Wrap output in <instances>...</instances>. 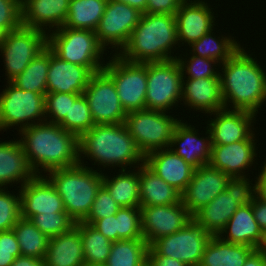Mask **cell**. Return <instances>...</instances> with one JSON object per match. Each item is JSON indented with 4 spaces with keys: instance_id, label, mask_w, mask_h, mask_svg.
<instances>
[{
    "instance_id": "cell-1",
    "label": "cell",
    "mask_w": 266,
    "mask_h": 266,
    "mask_svg": "<svg viewBox=\"0 0 266 266\" xmlns=\"http://www.w3.org/2000/svg\"><path fill=\"white\" fill-rule=\"evenodd\" d=\"M19 132L23 136L19 141L36 175H42L39 170L47 173L79 164V138L59 124L37 121Z\"/></svg>"
},
{
    "instance_id": "cell-2",
    "label": "cell",
    "mask_w": 266,
    "mask_h": 266,
    "mask_svg": "<svg viewBox=\"0 0 266 266\" xmlns=\"http://www.w3.org/2000/svg\"><path fill=\"white\" fill-rule=\"evenodd\" d=\"M222 65L219 75L225 108L232 103L234 110L257 115L266 100V73L261 65L241 47Z\"/></svg>"
},
{
    "instance_id": "cell-3",
    "label": "cell",
    "mask_w": 266,
    "mask_h": 266,
    "mask_svg": "<svg viewBox=\"0 0 266 266\" xmlns=\"http://www.w3.org/2000/svg\"><path fill=\"white\" fill-rule=\"evenodd\" d=\"M177 43L175 15L143 13L117 55L132 63L167 61L177 58L171 56V49Z\"/></svg>"
},
{
    "instance_id": "cell-4",
    "label": "cell",
    "mask_w": 266,
    "mask_h": 266,
    "mask_svg": "<svg viewBox=\"0 0 266 266\" xmlns=\"http://www.w3.org/2000/svg\"><path fill=\"white\" fill-rule=\"evenodd\" d=\"M82 154L95 160L94 165L97 162L104 168L119 165L122 170H126L128 165L130 168L143 165L145 158L125 123L91 127L79 138V161H82Z\"/></svg>"
},
{
    "instance_id": "cell-5",
    "label": "cell",
    "mask_w": 266,
    "mask_h": 266,
    "mask_svg": "<svg viewBox=\"0 0 266 266\" xmlns=\"http://www.w3.org/2000/svg\"><path fill=\"white\" fill-rule=\"evenodd\" d=\"M79 164L48 171L49 181L63 200L65 211L75 222H83L90 213L98 189L103 183L102 172ZM91 168V169H90Z\"/></svg>"
},
{
    "instance_id": "cell-6",
    "label": "cell",
    "mask_w": 266,
    "mask_h": 266,
    "mask_svg": "<svg viewBox=\"0 0 266 266\" xmlns=\"http://www.w3.org/2000/svg\"><path fill=\"white\" fill-rule=\"evenodd\" d=\"M47 35V47L60 59L87 67L93 74L103 70L105 47L95 31L59 27ZM101 62V63H100Z\"/></svg>"
},
{
    "instance_id": "cell-7",
    "label": "cell",
    "mask_w": 266,
    "mask_h": 266,
    "mask_svg": "<svg viewBox=\"0 0 266 266\" xmlns=\"http://www.w3.org/2000/svg\"><path fill=\"white\" fill-rule=\"evenodd\" d=\"M250 182L246 177H231L226 190L197 211L193 219L211 236H218L235 211L255 199L256 184Z\"/></svg>"
},
{
    "instance_id": "cell-8",
    "label": "cell",
    "mask_w": 266,
    "mask_h": 266,
    "mask_svg": "<svg viewBox=\"0 0 266 266\" xmlns=\"http://www.w3.org/2000/svg\"><path fill=\"white\" fill-rule=\"evenodd\" d=\"M166 113L148 109L127 113L125 125L144 156L169 148L175 128L181 120Z\"/></svg>"
},
{
    "instance_id": "cell-9",
    "label": "cell",
    "mask_w": 266,
    "mask_h": 266,
    "mask_svg": "<svg viewBox=\"0 0 266 266\" xmlns=\"http://www.w3.org/2000/svg\"><path fill=\"white\" fill-rule=\"evenodd\" d=\"M115 54L103 71L113 80L122 107L126 113L146 109L147 62L132 63Z\"/></svg>"
},
{
    "instance_id": "cell-10",
    "label": "cell",
    "mask_w": 266,
    "mask_h": 266,
    "mask_svg": "<svg viewBox=\"0 0 266 266\" xmlns=\"http://www.w3.org/2000/svg\"><path fill=\"white\" fill-rule=\"evenodd\" d=\"M42 30L21 26L0 36V51L8 82L22 73L29 63L47 47V35Z\"/></svg>"
},
{
    "instance_id": "cell-11",
    "label": "cell",
    "mask_w": 266,
    "mask_h": 266,
    "mask_svg": "<svg viewBox=\"0 0 266 266\" xmlns=\"http://www.w3.org/2000/svg\"><path fill=\"white\" fill-rule=\"evenodd\" d=\"M182 80L177 59L147 62L146 109L164 112L172 109L181 101Z\"/></svg>"
},
{
    "instance_id": "cell-12",
    "label": "cell",
    "mask_w": 266,
    "mask_h": 266,
    "mask_svg": "<svg viewBox=\"0 0 266 266\" xmlns=\"http://www.w3.org/2000/svg\"><path fill=\"white\" fill-rule=\"evenodd\" d=\"M7 83L0 94V131L19 124V130H22L35 125V120L40 123L46 121L44 94L24 91L12 82Z\"/></svg>"
},
{
    "instance_id": "cell-13",
    "label": "cell",
    "mask_w": 266,
    "mask_h": 266,
    "mask_svg": "<svg viewBox=\"0 0 266 266\" xmlns=\"http://www.w3.org/2000/svg\"><path fill=\"white\" fill-rule=\"evenodd\" d=\"M211 235L194 219L179 231L160 237L148 248V255H163L188 266H199Z\"/></svg>"
},
{
    "instance_id": "cell-14",
    "label": "cell",
    "mask_w": 266,
    "mask_h": 266,
    "mask_svg": "<svg viewBox=\"0 0 266 266\" xmlns=\"http://www.w3.org/2000/svg\"><path fill=\"white\" fill-rule=\"evenodd\" d=\"M95 125L125 123L126 115L113 80L102 70L94 73L84 90Z\"/></svg>"
},
{
    "instance_id": "cell-15",
    "label": "cell",
    "mask_w": 266,
    "mask_h": 266,
    "mask_svg": "<svg viewBox=\"0 0 266 266\" xmlns=\"http://www.w3.org/2000/svg\"><path fill=\"white\" fill-rule=\"evenodd\" d=\"M141 15L140 11L127 4L108 0L104 14L95 30L99 42L105 49L110 44L115 50H122L129 41Z\"/></svg>"
},
{
    "instance_id": "cell-16",
    "label": "cell",
    "mask_w": 266,
    "mask_h": 266,
    "mask_svg": "<svg viewBox=\"0 0 266 266\" xmlns=\"http://www.w3.org/2000/svg\"><path fill=\"white\" fill-rule=\"evenodd\" d=\"M140 211L141 230L149 246L160 237L179 231L193 219L181 201L172 205L140 206Z\"/></svg>"
},
{
    "instance_id": "cell-17",
    "label": "cell",
    "mask_w": 266,
    "mask_h": 266,
    "mask_svg": "<svg viewBox=\"0 0 266 266\" xmlns=\"http://www.w3.org/2000/svg\"><path fill=\"white\" fill-rule=\"evenodd\" d=\"M230 178L229 175L209 164L202 165L194 169L191 181L181 193V202L193 216L226 190Z\"/></svg>"
},
{
    "instance_id": "cell-18",
    "label": "cell",
    "mask_w": 266,
    "mask_h": 266,
    "mask_svg": "<svg viewBox=\"0 0 266 266\" xmlns=\"http://www.w3.org/2000/svg\"><path fill=\"white\" fill-rule=\"evenodd\" d=\"M20 191L21 217L30 219L37 214H53L65 211L63 200L47 177L36 175L25 183Z\"/></svg>"
},
{
    "instance_id": "cell-19",
    "label": "cell",
    "mask_w": 266,
    "mask_h": 266,
    "mask_svg": "<svg viewBox=\"0 0 266 266\" xmlns=\"http://www.w3.org/2000/svg\"><path fill=\"white\" fill-rule=\"evenodd\" d=\"M212 114L216 118L209 121V126L206 127L210 132L212 145H226L246 140L253 133L251 124L256 116L254 113L224 108Z\"/></svg>"
},
{
    "instance_id": "cell-20",
    "label": "cell",
    "mask_w": 266,
    "mask_h": 266,
    "mask_svg": "<svg viewBox=\"0 0 266 266\" xmlns=\"http://www.w3.org/2000/svg\"><path fill=\"white\" fill-rule=\"evenodd\" d=\"M209 6L202 0L181 2L175 14L179 44L185 42L190 45L213 29L215 17Z\"/></svg>"
},
{
    "instance_id": "cell-21",
    "label": "cell",
    "mask_w": 266,
    "mask_h": 266,
    "mask_svg": "<svg viewBox=\"0 0 266 266\" xmlns=\"http://www.w3.org/2000/svg\"><path fill=\"white\" fill-rule=\"evenodd\" d=\"M254 135L252 133L246 140L226 145H212L208 164L230 177H246L243 171L248 169L253 164L254 157H257Z\"/></svg>"
},
{
    "instance_id": "cell-22",
    "label": "cell",
    "mask_w": 266,
    "mask_h": 266,
    "mask_svg": "<svg viewBox=\"0 0 266 266\" xmlns=\"http://www.w3.org/2000/svg\"><path fill=\"white\" fill-rule=\"evenodd\" d=\"M92 75L87 67L64 61L49 49L47 93L83 94Z\"/></svg>"
},
{
    "instance_id": "cell-23",
    "label": "cell",
    "mask_w": 266,
    "mask_h": 266,
    "mask_svg": "<svg viewBox=\"0 0 266 266\" xmlns=\"http://www.w3.org/2000/svg\"><path fill=\"white\" fill-rule=\"evenodd\" d=\"M144 164L180 193L185 190L194 172V168L170 148L147 154Z\"/></svg>"
},
{
    "instance_id": "cell-24",
    "label": "cell",
    "mask_w": 266,
    "mask_h": 266,
    "mask_svg": "<svg viewBox=\"0 0 266 266\" xmlns=\"http://www.w3.org/2000/svg\"><path fill=\"white\" fill-rule=\"evenodd\" d=\"M69 4L70 0H21L22 26L45 32L47 26H55L54 30L63 27Z\"/></svg>"
},
{
    "instance_id": "cell-25",
    "label": "cell",
    "mask_w": 266,
    "mask_h": 266,
    "mask_svg": "<svg viewBox=\"0 0 266 266\" xmlns=\"http://www.w3.org/2000/svg\"><path fill=\"white\" fill-rule=\"evenodd\" d=\"M197 134L199 135L198 130H195L194 126L191 127V125L180 121L175 128L169 145L173 152L183 158L194 169L209 163L212 147L209 130L206 132V134H209L206 138H200Z\"/></svg>"
},
{
    "instance_id": "cell-26",
    "label": "cell",
    "mask_w": 266,
    "mask_h": 266,
    "mask_svg": "<svg viewBox=\"0 0 266 266\" xmlns=\"http://www.w3.org/2000/svg\"><path fill=\"white\" fill-rule=\"evenodd\" d=\"M185 78L183 76L181 97L185 105L205 113H214L225 108L220 78L184 80Z\"/></svg>"
},
{
    "instance_id": "cell-27",
    "label": "cell",
    "mask_w": 266,
    "mask_h": 266,
    "mask_svg": "<svg viewBox=\"0 0 266 266\" xmlns=\"http://www.w3.org/2000/svg\"><path fill=\"white\" fill-rule=\"evenodd\" d=\"M45 266H85L80 222L68 232L49 238Z\"/></svg>"
},
{
    "instance_id": "cell-28",
    "label": "cell",
    "mask_w": 266,
    "mask_h": 266,
    "mask_svg": "<svg viewBox=\"0 0 266 266\" xmlns=\"http://www.w3.org/2000/svg\"><path fill=\"white\" fill-rule=\"evenodd\" d=\"M35 176L19 140L0 143V188L17 181L22 187Z\"/></svg>"
},
{
    "instance_id": "cell-29",
    "label": "cell",
    "mask_w": 266,
    "mask_h": 266,
    "mask_svg": "<svg viewBox=\"0 0 266 266\" xmlns=\"http://www.w3.org/2000/svg\"><path fill=\"white\" fill-rule=\"evenodd\" d=\"M218 236L226 242L258 249L262 242L263 232L254 218L252 204L241 205Z\"/></svg>"
},
{
    "instance_id": "cell-30",
    "label": "cell",
    "mask_w": 266,
    "mask_h": 266,
    "mask_svg": "<svg viewBox=\"0 0 266 266\" xmlns=\"http://www.w3.org/2000/svg\"><path fill=\"white\" fill-rule=\"evenodd\" d=\"M255 250L247 245L226 242L219 236H211L199 266H243Z\"/></svg>"
},
{
    "instance_id": "cell-31",
    "label": "cell",
    "mask_w": 266,
    "mask_h": 266,
    "mask_svg": "<svg viewBox=\"0 0 266 266\" xmlns=\"http://www.w3.org/2000/svg\"><path fill=\"white\" fill-rule=\"evenodd\" d=\"M137 167L140 178V206L172 205L181 201V193L145 164Z\"/></svg>"
},
{
    "instance_id": "cell-32",
    "label": "cell",
    "mask_w": 266,
    "mask_h": 266,
    "mask_svg": "<svg viewBox=\"0 0 266 266\" xmlns=\"http://www.w3.org/2000/svg\"><path fill=\"white\" fill-rule=\"evenodd\" d=\"M137 170L126 172L121 169V173L111 179L103 173L102 185L120 207H140V178Z\"/></svg>"
},
{
    "instance_id": "cell-33",
    "label": "cell",
    "mask_w": 266,
    "mask_h": 266,
    "mask_svg": "<svg viewBox=\"0 0 266 266\" xmlns=\"http://www.w3.org/2000/svg\"><path fill=\"white\" fill-rule=\"evenodd\" d=\"M108 0H70L63 27L95 31Z\"/></svg>"
},
{
    "instance_id": "cell-34",
    "label": "cell",
    "mask_w": 266,
    "mask_h": 266,
    "mask_svg": "<svg viewBox=\"0 0 266 266\" xmlns=\"http://www.w3.org/2000/svg\"><path fill=\"white\" fill-rule=\"evenodd\" d=\"M149 245L145 239L118 240L112 243L107 266H147Z\"/></svg>"
},
{
    "instance_id": "cell-35",
    "label": "cell",
    "mask_w": 266,
    "mask_h": 266,
    "mask_svg": "<svg viewBox=\"0 0 266 266\" xmlns=\"http://www.w3.org/2000/svg\"><path fill=\"white\" fill-rule=\"evenodd\" d=\"M12 229L17 237L22 256L45 257L49 238L30 219L20 217Z\"/></svg>"
},
{
    "instance_id": "cell-36",
    "label": "cell",
    "mask_w": 266,
    "mask_h": 266,
    "mask_svg": "<svg viewBox=\"0 0 266 266\" xmlns=\"http://www.w3.org/2000/svg\"><path fill=\"white\" fill-rule=\"evenodd\" d=\"M49 69V48L46 47L27 68L11 82L24 91H33L46 95L47 74Z\"/></svg>"
},
{
    "instance_id": "cell-37",
    "label": "cell",
    "mask_w": 266,
    "mask_h": 266,
    "mask_svg": "<svg viewBox=\"0 0 266 266\" xmlns=\"http://www.w3.org/2000/svg\"><path fill=\"white\" fill-rule=\"evenodd\" d=\"M213 29L203 35L199 40L192 42L193 55L210 58L219 62H226L241 46L236 40L229 37H212ZM220 38V39H219Z\"/></svg>"
},
{
    "instance_id": "cell-38",
    "label": "cell",
    "mask_w": 266,
    "mask_h": 266,
    "mask_svg": "<svg viewBox=\"0 0 266 266\" xmlns=\"http://www.w3.org/2000/svg\"><path fill=\"white\" fill-rule=\"evenodd\" d=\"M80 233L85 265L105 264L113 242L88 223L80 222Z\"/></svg>"
},
{
    "instance_id": "cell-39",
    "label": "cell",
    "mask_w": 266,
    "mask_h": 266,
    "mask_svg": "<svg viewBox=\"0 0 266 266\" xmlns=\"http://www.w3.org/2000/svg\"><path fill=\"white\" fill-rule=\"evenodd\" d=\"M59 125L78 138L95 125L88 102L83 94L70 93L69 117H65Z\"/></svg>"
},
{
    "instance_id": "cell-40",
    "label": "cell",
    "mask_w": 266,
    "mask_h": 266,
    "mask_svg": "<svg viewBox=\"0 0 266 266\" xmlns=\"http://www.w3.org/2000/svg\"><path fill=\"white\" fill-rule=\"evenodd\" d=\"M117 241L144 239L140 207H121L116 213Z\"/></svg>"
},
{
    "instance_id": "cell-41",
    "label": "cell",
    "mask_w": 266,
    "mask_h": 266,
    "mask_svg": "<svg viewBox=\"0 0 266 266\" xmlns=\"http://www.w3.org/2000/svg\"><path fill=\"white\" fill-rule=\"evenodd\" d=\"M30 221L48 238L68 232L75 222L68 216L66 211L53 214H37L30 218Z\"/></svg>"
},
{
    "instance_id": "cell-42",
    "label": "cell",
    "mask_w": 266,
    "mask_h": 266,
    "mask_svg": "<svg viewBox=\"0 0 266 266\" xmlns=\"http://www.w3.org/2000/svg\"><path fill=\"white\" fill-rule=\"evenodd\" d=\"M5 190L0 188V232L11 230L21 217L20 192L16 197Z\"/></svg>"
},
{
    "instance_id": "cell-43",
    "label": "cell",
    "mask_w": 266,
    "mask_h": 266,
    "mask_svg": "<svg viewBox=\"0 0 266 266\" xmlns=\"http://www.w3.org/2000/svg\"><path fill=\"white\" fill-rule=\"evenodd\" d=\"M176 59L180 65L183 76L184 73L188 75L187 79L220 78V72L217 70L215 71V69L213 68V66H216V63H219L216 60L210 58H203L201 56L193 54L190 57L189 61H184L183 59H180L179 56Z\"/></svg>"
},
{
    "instance_id": "cell-44",
    "label": "cell",
    "mask_w": 266,
    "mask_h": 266,
    "mask_svg": "<svg viewBox=\"0 0 266 266\" xmlns=\"http://www.w3.org/2000/svg\"><path fill=\"white\" fill-rule=\"evenodd\" d=\"M120 208L108 190L101 185L97 191L90 213L83 222L92 225L96 220L115 215Z\"/></svg>"
},
{
    "instance_id": "cell-45",
    "label": "cell",
    "mask_w": 266,
    "mask_h": 266,
    "mask_svg": "<svg viewBox=\"0 0 266 266\" xmlns=\"http://www.w3.org/2000/svg\"><path fill=\"white\" fill-rule=\"evenodd\" d=\"M21 26V0H0V36Z\"/></svg>"
},
{
    "instance_id": "cell-46",
    "label": "cell",
    "mask_w": 266,
    "mask_h": 266,
    "mask_svg": "<svg viewBox=\"0 0 266 266\" xmlns=\"http://www.w3.org/2000/svg\"><path fill=\"white\" fill-rule=\"evenodd\" d=\"M70 93H46L45 115L46 121L59 124L65 117H69ZM48 117V118H47Z\"/></svg>"
},
{
    "instance_id": "cell-47",
    "label": "cell",
    "mask_w": 266,
    "mask_h": 266,
    "mask_svg": "<svg viewBox=\"0 0 266 266\" xmlns=\"http://www.w3.org/2000/svg\"><path fill=\"white\" fill-rule=\"evenodd\" d=\"M21 256L17 237L13 231L0 232V266H10L15 258Z\"/></svg>"
},
{
    "instance_id": "cell-48",
    "label": "cell",
    "mask_w": 266,
    "mask_h": 266,
    "mask_svg": "<svg viewBox=\"0 0 266 266\" xmlns=\"http://www.w3.org/2000/svg\"><path fill=\"white\" fill-rule=\"evenodd\" d=\"M183 0H147L145 13L175 15Z\"/></svg>"
},
{
    "instance_id": "cell-49",
    "label": "cell",
    "mask_w": 266,
    "mask_h": 266,
    "mask_svg": "<svg viewBox=\"0 0 266 266\" xmlns=\"http://www.w3.org/2000/svg\"><path fill=\"white\" fill-rule=\"evenodd\" d=\"M92 226L102 233L111 242L117 241L116 214L96 220Z\"/></svg>"
},
{
    "instance_id": "cell-50",
    "label": "cell",
    "mask_w": 266,
    "mask_h": 266,
    "mask_svg": "<svg viewBox=\"0 0 266 266\" xmlns=\"http://www.w3.org/2000/svg\"><path fill=\"white\" fill-rule=\"evenodd\" d=\"M251 204L254 218L257 221L259 228L264 233L266 232V202L255 197Z\"/></svg>"
},
{
    "instance_id": "cell-51",
    "label": "cell",
    "mask_w": 266,
    "mask_h": 266,
    "mask_svg": "<svg viewBox=\"0 0 266 266\" xmlns=\"http://www.w3.org/2000/svg\"><path fill=\"white\" fill-rule=\"evenodd\" d=\"M147 266H188L180 260L163 255H148Z\"/></svg>"
},
{
    "instance_id": "cell-52",
    "label": "cell",
    "mask_w": 266,
    "mask_h": 266,
    "mask_svg": "<svg viewBox=\"0 0 266 266\" xmlns=\"http://www.w3.org/2000/svg\"><path fill=\"white\" fill-rule=\"evenodd\" d=\"M261 173L256 177V197L263 202H266V163L262 167Z\"/></svg>"
},
{
    "instance_id": "cell-53",
    "label": "cell",
    "mask_w": 266,
    "mask_h": 266,
    "mask_svg": "<svg viewBox=\"0 0 266 266\" xmlns=\"http://www.w3.org/2000/svg\"><path fill=\"white\" fill-rule=\"evenodd\" d=\"M10 266H45V259L21 255Z\"/></svg>"
},
{
    "instance_id": "cell-54",
    "label": "cell",
    "mask_w": 266,
    "mask_h": 266,
    "mask_svg": "<svg viewBox=\"0 0 266 266\" xmlns=\"http://www.w3.org/2000/svg\"><path fill=\"white\" fill-rule=\"evenodd\" d=\"M243 266H266V254L256 249Z\"/></svg>"
},
{
    "instance_id": "cell-55",
    "label": "cell",
    "mask_w": 266,
    "mask_h": 266,
    "mask_svg": "<svg viewBox=\"0 0 266 266\" xmlns=\"http://www.w3.org/2000/svg\"><path fill=\"white\" fill-rule=\"evenodd\" d=\"M113 1L127 4L132 8L137 9L142 14L145 13L147 7V0H113Z\"/></svg>"
},
{
    "instance_id": "cell-56",
    "label": "cell",
    "mask_w": 266,
    "mask_h": 266,
    "mask_svg": "<svg viewBox=\"0 0 266 266\" xmlns=\"http://www.w3.org/2000/svg\"><path fill=\"white\" fill-rule=\"evenodd\" d=\"M258 250L266 254V232L263 233V238Z\"/></svg>"
},
{
    "instance_id": "cell-57",
    "label": "cell",
    "mask_w": 266,
    "mask_h": 266,
    "mask_svg": "<svg viewBox=\"0 0 266 266\" xmlns=\"http://www.w3.org/2000/svg\"><path fill=\"white\" fill-rule=\"evenodd\" d=\"M85 266H107L106 264H90V265H85Z\"/></svg>"
}]
</instances>
